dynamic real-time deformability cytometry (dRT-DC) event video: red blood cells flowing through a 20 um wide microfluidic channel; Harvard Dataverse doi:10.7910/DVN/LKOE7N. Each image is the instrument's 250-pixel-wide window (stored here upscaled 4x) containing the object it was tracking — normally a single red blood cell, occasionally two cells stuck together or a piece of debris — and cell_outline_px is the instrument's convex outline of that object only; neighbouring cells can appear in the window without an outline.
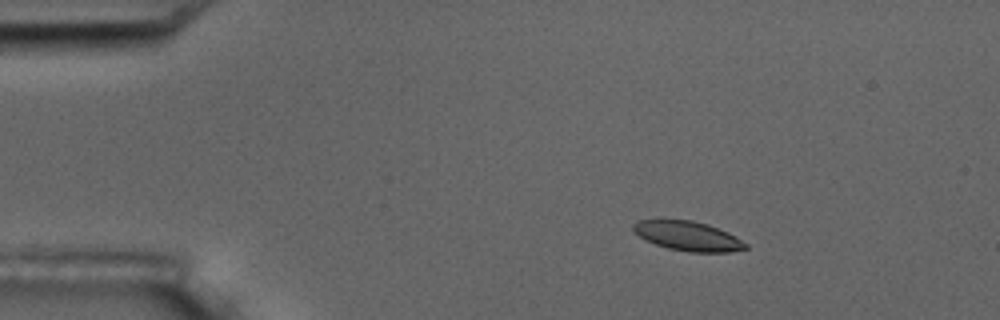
{"species": "common noctule bat (a hibernating species)", "species_latin": "Nyctalus noctula", "temperature_condition": "room temperature", "stored_images_in_passage": 3, "camera_frame_rate_fps": 3000, "um_per_image_px": 0.085, "animal": {"sex": "male", "body_mass_g": 17.5, "forearm_length_mm": 52.3}, "frame": {"image": 1, "passage_image": 1, "time_ms": 0.0, "image_size_px": [1000, 320], "cell_outline_px": [[748, 248], [728, 252], [688, 252], [668, 248], [656, 244], [632, 232], [632, 224], [636, 220], [660, 216], [692, 220], [708, 224], [728, 232], [736, 236], [748, 244]], "centroid_in_image_um": [58.39, 20.0], "position_along_channel_um": 26.6, "area_um2": 20.11}}